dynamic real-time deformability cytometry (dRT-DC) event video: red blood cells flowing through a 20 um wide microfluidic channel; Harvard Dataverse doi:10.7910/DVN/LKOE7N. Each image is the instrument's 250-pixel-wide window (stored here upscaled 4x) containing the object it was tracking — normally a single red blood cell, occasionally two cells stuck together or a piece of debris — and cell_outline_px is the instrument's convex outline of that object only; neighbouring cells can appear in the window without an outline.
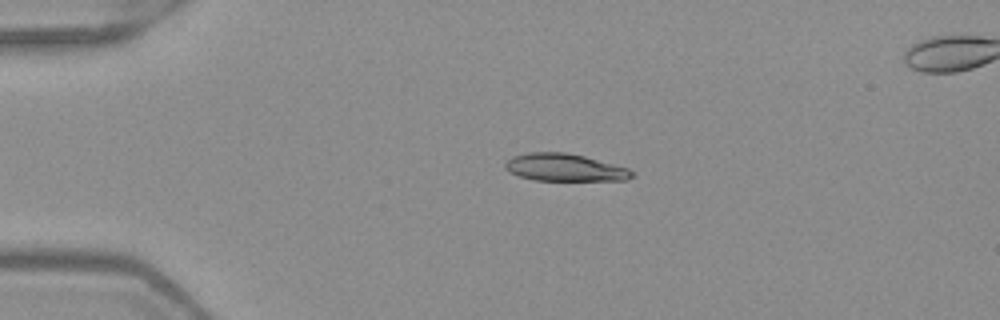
{"species": "Egyptian fruit bat (a non-hibernating species)", "species_latin": "Rousettus aegyptiacus", "temperature_condition": "warm", "stored_images_in_passage": 42, "segment_of_instrument_passage": [1, 2], "camera_frame_rate_fps": 3000, "um_per_image_px": 0.085, "frame": {"image": 1, "passage_image": 1, "time_ms": 0.0, "image_size_px": [1000, 320], "cell_outline_px": [[636, 172], [628, 180], [532, 180], [508, 172], [504, 168], [504, 164], [512, 156], [528, 152], [564, 152], [584, 156], [628, 168]], "centroid_in_image_um": [47.98, 14.24], "position_along_channel_um": 37.0, "area_um2": 20.29}}
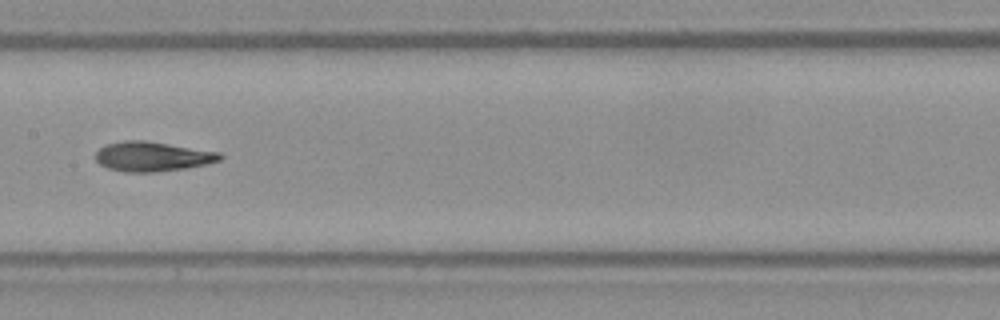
{"frame": {"image": 2, "passage_image": 16, "time_ms": 5.0, "image_size_px": [1000, 320], "cell_outline_px": [[224, 156], [220, 160], [208, 164], [184, 168], [156, 172], [124, 172], [108, 168], [100, 164], [96, 160], [96, 152], [104, 144], [124, 140], [144, 140], [220, 152]], "centroid_in_image_um": [12.95, 13.3], "position_along_channel_um": 194.5, "area_um2": 21.56}}
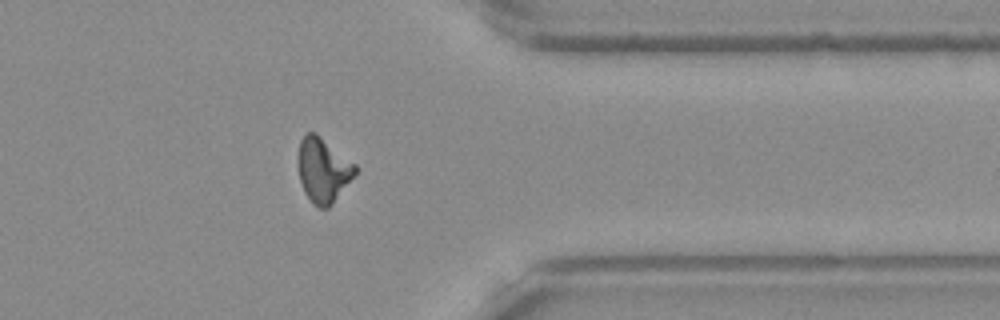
{"frame": {"image": 3, "passage_image": 31, "time_ms": 10.0, "image_size_px": [1000, 320], "cell_outline_px": [[356, 172], [332, 204], [328, 208], [320, 208], [312, 204], [304, 192], [300, 180], [300, 140], [308, 132], [316, 132], [356, 164]], "centroid_in_image_um": [27.48, 14.46], "position_along_channel_um": 383.9, "area_um2": 21.04}}